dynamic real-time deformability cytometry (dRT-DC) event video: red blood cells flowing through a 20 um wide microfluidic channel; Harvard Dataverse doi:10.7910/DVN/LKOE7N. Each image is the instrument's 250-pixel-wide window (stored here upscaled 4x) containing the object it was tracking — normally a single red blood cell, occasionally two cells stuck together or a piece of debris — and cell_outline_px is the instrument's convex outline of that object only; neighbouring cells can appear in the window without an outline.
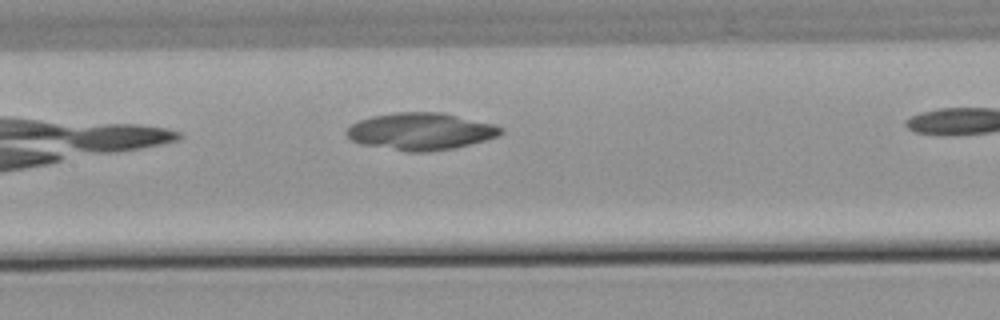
{"species": "common noctule bat (a hibernating species)", "species_latin": "Nyctalus noctula", "temperature_condition": "warm", "stored_images_in_passage": 6, "camera_frame_rate_fps": 3000, "um_per_image_px": 0.085, "animal": {"sex": "male", "body_mass_g": 21.5, "forearm_length_mm": 52.0}, "frame": {"image": 1, "passage_image": 5, "time_ms": 5.0, "image_size_px": [1000, 320], "cell_outline_px": [[504, 132], [496, 136], [484, 140], [452, 148], [428, 152], [408, 152], [360, 144], [352, 140], [344, 132], [352, 124], [360, 120], [372, 116], [396, 112], [440, 112], [492, 124], [504, 128]], "centroid_in_image_um": [35.72, 11.17], "position_along_channel_um": 171.7, "area_um2": 33.06}}